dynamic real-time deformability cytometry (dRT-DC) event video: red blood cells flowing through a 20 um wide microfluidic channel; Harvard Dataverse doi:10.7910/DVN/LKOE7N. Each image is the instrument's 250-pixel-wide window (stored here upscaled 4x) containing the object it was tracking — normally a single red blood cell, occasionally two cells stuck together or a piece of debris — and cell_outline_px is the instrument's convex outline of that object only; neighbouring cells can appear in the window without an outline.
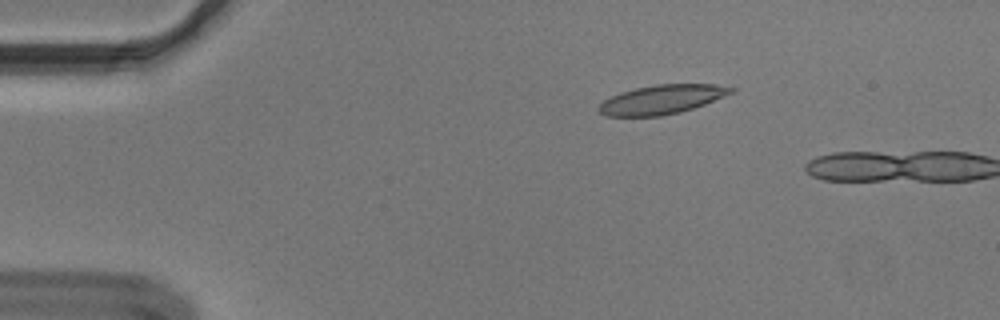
{"species": "Egyptian fruit bat (a non-hibernating species)", "species_latin": "Rousettus aegyptiacus", "temperature_condition": "cold", "stored_images_in_passage": 2, "camera_frame_rate_fps": 3000, "um_per_image_px": 0.085, "animal": {"sex": "male"}, "frame": {"image": 1, "passage_image": 1, "time_ms": 0.0, "image_size_px": [1000, 320], "cell_outline_px": [[736, 92], [704, 104], [680, 112], [660, 116], [604, 116], [596, 108], [604, 100], [620, 92], [636, 88], [656, 84], [716, 84], [736, 88]], "centroid_in_image_um": [56.27, 8.45], "position_along_channel_um": 28.7, "area_um2": 22.48}}